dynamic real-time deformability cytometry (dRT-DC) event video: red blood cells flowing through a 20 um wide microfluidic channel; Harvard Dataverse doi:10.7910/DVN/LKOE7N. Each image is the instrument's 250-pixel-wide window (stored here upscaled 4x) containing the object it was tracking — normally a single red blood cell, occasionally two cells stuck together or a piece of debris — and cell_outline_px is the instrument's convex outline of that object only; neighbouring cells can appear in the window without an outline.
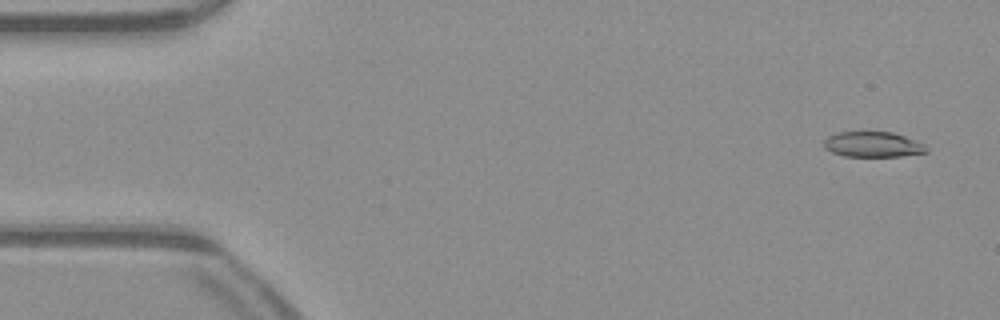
{"species": "common noctule bat (a hibernating species)", "species_latin": "Nyctalus noctula", "temperature_condition": "warm", "stored_images_in_passage": 51, "camera_frame_rate_fps": 3000, "um_per_image_px": 0.085, "animal": {"sex": "male", "body_mass_g": 23.1, "forearm_length_mm": 52.7}, "frame": {"image": 1, "passage_image": 3, "time_ms": 0.667, "image_size_px": [1000, 320], "cell_outline_px": [[928, 152], [900, 156], [844, 156], [832, 152], [824, 148], [824, 140], [828, 136], [840, 132], [892, 132], [916, 140], [924, 144], [928, 148]], "centroid_in_image_um": [74.21, 12.28], "position_along_channel_um": 10.8, "area_um2": 15.09}}
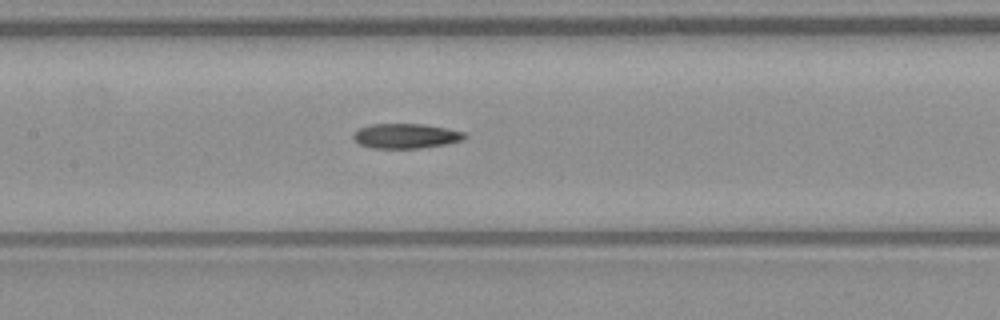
{"frame": {"image": 2, "passage_image": 24, "time_ms": 7.667, "image_size_px": [1000, 320], "cell_outline_px": [[468, 136], [460, 140], [444, 144], [420, 148], [372, 148], [360, 144], [352, 136], [352, 132], [360, 128], [372, 124], [424, 124], [448, 128], [464, 132]], "centroid_in_image_um": [34.48, 11.55], "position_along_channel_um": 172.9, "area_um2": 16.01}}
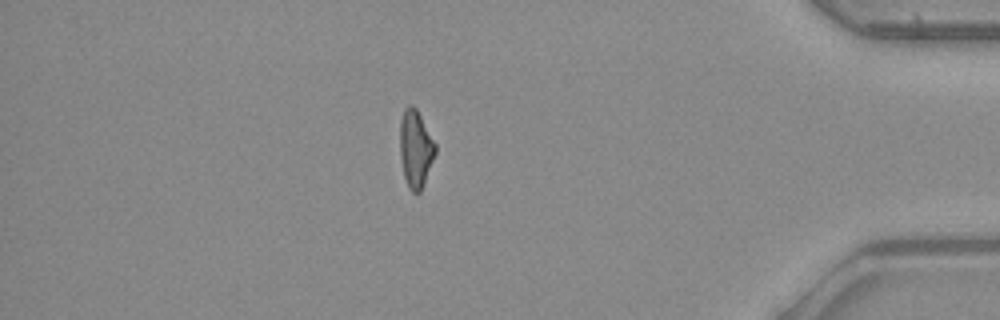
{"frame": {"image": 3, "passage_image": 44, "time_ms": 14.333, "image_size_px": [1000, 320], "cell_outline_px": [[436, 152], [424, 184], [420, 192], [412, 192], [408, 188], [404, 176], [400, 156], [400, 120], [404, 108], [408, 104], [412, 104], [416, 108], [436, 144]], "centroid_in_image_um": [35.32, 12.63], "position_along_channel_um": 399.9, "area_um2": 16.01}, "authors_computed_cell_mechanics": {"area_um2": 16.4152, "velocity_mm_per_s": 4.0688, "shape_relaxation_time_tau1_ms": 4.9109, "shape_relaxation_time_tau2_ms": null, "deformation_change_tau1": 0.1879, "deformation_change_tau2": null}}